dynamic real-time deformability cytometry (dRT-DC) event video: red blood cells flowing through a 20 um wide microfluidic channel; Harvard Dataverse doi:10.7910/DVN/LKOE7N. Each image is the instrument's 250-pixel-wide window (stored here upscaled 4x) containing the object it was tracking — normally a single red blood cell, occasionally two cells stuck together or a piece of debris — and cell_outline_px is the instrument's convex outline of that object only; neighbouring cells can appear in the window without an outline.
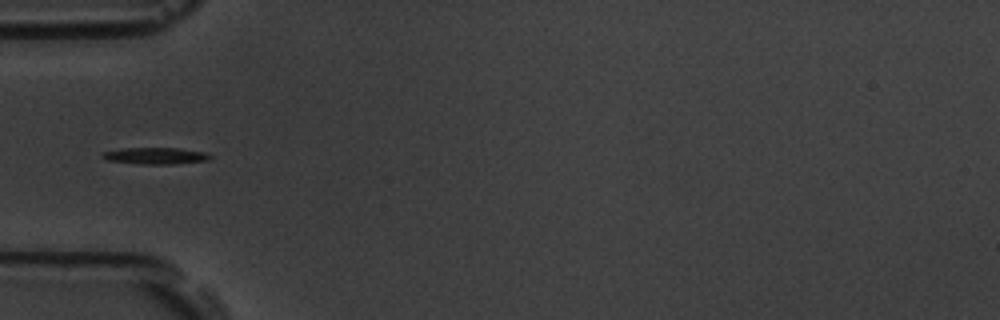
{"species": "common noctule bat (a hibernating species)", "species_latin": "Nyctalus noctula", "temperature_condition": "room temperature", "stored_images_in_passage": 6, "camera_frame_rate_fps": 3000, "um_per_image_px": 0.085, "animal": {"sex": "male", "body_mass_g": 19.5, "forearm_length_mm": 54.6}, "frame": {"image": 1, "passage_image": 6, "time_ms": 1.667, "image_size_px": [1000, 320], "cell_outline_px": [[212, 156], [208, 160], [176, 164], [144, 164], [108, 160], [100, 156], [104, 152], [120, 148], [180, 148], [204, 152]], "centroid_in_image_um": [13.23, 13.24], "position_along_channel_um": 71.8, "area_um2": 10.35}}